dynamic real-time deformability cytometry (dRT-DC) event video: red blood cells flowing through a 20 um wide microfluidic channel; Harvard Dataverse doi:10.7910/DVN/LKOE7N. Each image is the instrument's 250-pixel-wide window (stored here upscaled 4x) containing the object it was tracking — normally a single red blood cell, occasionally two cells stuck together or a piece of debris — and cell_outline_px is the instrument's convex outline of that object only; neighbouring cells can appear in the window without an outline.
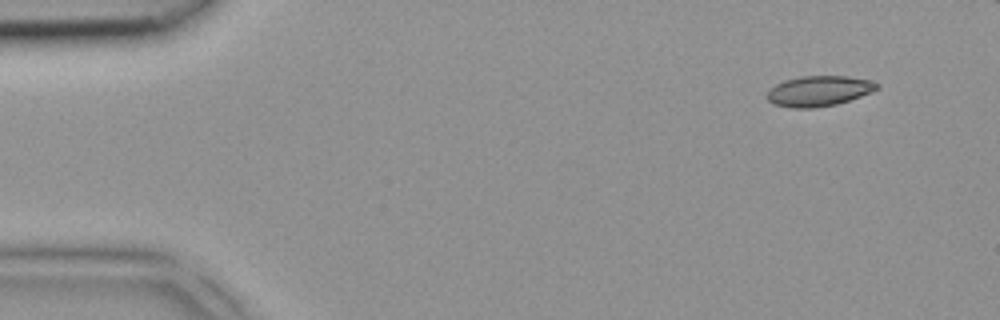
{"species": "common noctule bat (a hibernating species)", "species_latin": "Nyctalus noctula", "temperature_condition": "room temperature", "stored_images_in_passage": 4, "camera_frame_rate_fps": 3000, "um_per_image_px": 0.085, "animal": {"sex": "female", "body_mass_g": 18.4}, "frame": {"image": 1, "passage_image": 1, "time_ms": 0.0, "image_size_px": [1000, 320], "cell_outline_px": [[880, 88], [860, 96], [836, 104], [812, 108], [792, 108], [772, 104], [764, 96], [776, 84], [784, 80], [800, 76], [848, 76], [868, 80], [880, 84]], "centroid_in_image_um": [69.57, 7.73], "position_along_channel_um": 15.4, "area_um2": 19.42}}
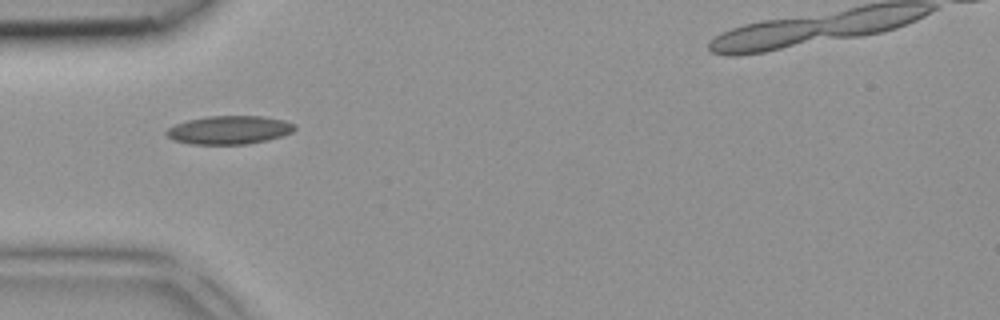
{"frame": {"image": 2, "passage_image": 3, "time_ms": 0.667, "image_size_px": [1000, 320], "cell_outline_px": [[296, 128], [292, 132], [268, 140], [248, 144], [188, 144], [172, 140], [164, 132], [168, 128], [176, 124], [188, 120], [208, 116], [264, 116], [284, 120], [296, 124]], "centroid_in_image_um": [19.49, 11.05], "position_along_channel_um": 65.5, "area_um2": 21.33}}